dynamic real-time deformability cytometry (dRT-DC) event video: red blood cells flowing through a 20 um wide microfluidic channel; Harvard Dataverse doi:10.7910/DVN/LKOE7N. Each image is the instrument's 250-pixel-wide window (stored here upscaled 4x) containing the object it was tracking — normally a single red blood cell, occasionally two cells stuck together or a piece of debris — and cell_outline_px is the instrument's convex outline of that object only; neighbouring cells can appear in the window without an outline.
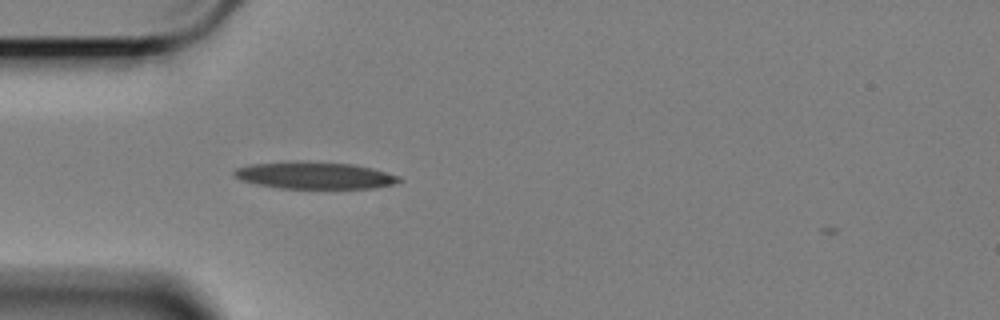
{"species": "Egyptian fruit bat (a non-hibernating species)", "species_latin": "Rousettus aegyptiacus", "temperature_condition": "cold", "stored_images_in_passage": 3, "camera_frame_rate_fps": 3000, "um_per_image_px": 0.085, "animal": {"sex": "female"}, "frame": {"image": 1, "passage_image": 2, "time_ms": 0.333, "image_size_px": [1000, 320], "cell_outline_px": [[404, 180], [392, 184], [372, 188], [280, 188], [240, 180], [232, 172], [236, 168], [252, 164], [352, 164], [372, 168], [400, 176]], "centroid_in_image_um": [26.83, 14.96], "position_along_channel_um": 58.2, "area_um2": 24.45}}